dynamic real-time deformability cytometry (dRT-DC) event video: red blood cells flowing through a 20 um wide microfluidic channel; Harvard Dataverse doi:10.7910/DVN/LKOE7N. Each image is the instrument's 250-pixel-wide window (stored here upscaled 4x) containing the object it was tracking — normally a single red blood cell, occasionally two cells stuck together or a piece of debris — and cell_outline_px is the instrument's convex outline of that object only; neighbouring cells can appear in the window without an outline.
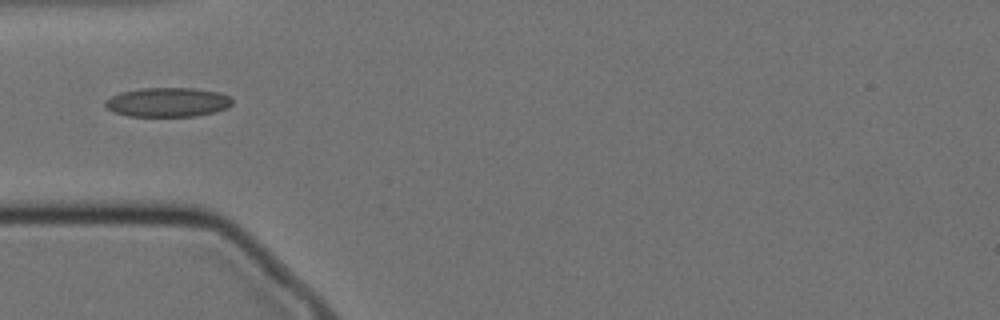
{"species": "Egyptian fruit bat (a non-hibernating species)", "species_latin": "Rousettus aegyptiacus", "temperature_condition": "cold", "stored_images_in_passage": 41, "camera_frame_rate_fps": 3000, "um_per_image_px": 0.085, "animal": {"sex": "female"}, "frame": {"image": 1, "passage_image": 1, "time_ms": 0.0, "image_size_px": [1000, 320], "cell_outline_px": [[232, 104], [228, 108], [196, 116], [128, 116], [116, 112], [108, 108], [104, 104], [104, 100], [120, 92], [140, 88], [192, 88], [220, 92], [228, 96], [232, 100]], "centroid_in_image_um": [14.25, 8.68], "position_along_channel_um": 70.7, "area_um2": 21.62}}
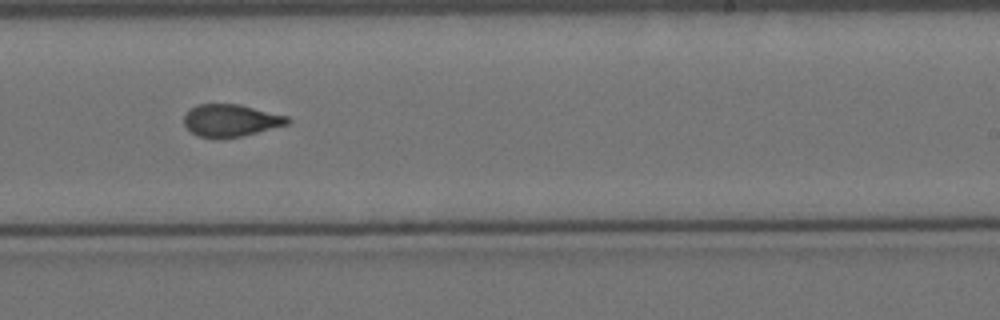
{"frame": {"image": 2, "passage_image": 18, "time_ms": 5.667, "image_size_px": [1000, 320], "cell_outline_px": [[292, 120], [288, 124], [224, 140], [220, 140], [200, 136], [192, 132], [184, 124], [184, 116], [196, 104], [240, 104], [288, 116]], "centroid_in_image_um": [19.62, 10.24], "position_along_channel_um": 269.4, "area_um2": 19.54}}
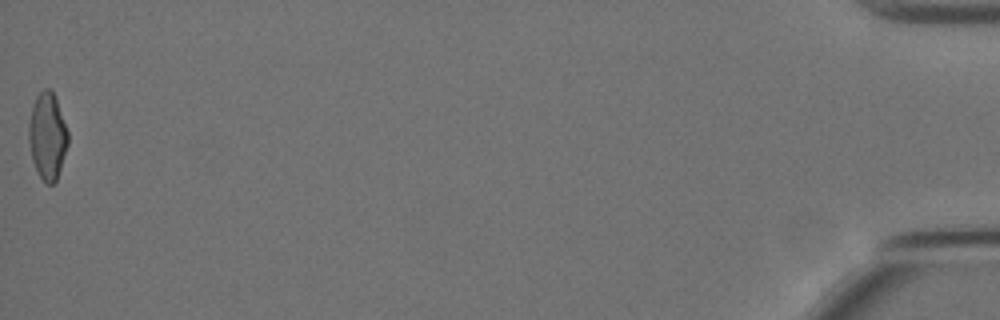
{"frame": {"image": 3, "passage_image": 41, "time_ms": 13.333, "image_size_px": [1000, 320], "cell_outline_px": [[68, 144], [56, 180], [52, 184], [48, 184], [40, 176], [32, 160], [28, 140], [28, 124], [32, 104], [36, 96], [44, 88], [48, 88], [56, 96], [68, 132]], "centroid_in_image_um": [4.02, 11.52], "position_along_channel_um": 431.2, "area_um2": 19.83}}